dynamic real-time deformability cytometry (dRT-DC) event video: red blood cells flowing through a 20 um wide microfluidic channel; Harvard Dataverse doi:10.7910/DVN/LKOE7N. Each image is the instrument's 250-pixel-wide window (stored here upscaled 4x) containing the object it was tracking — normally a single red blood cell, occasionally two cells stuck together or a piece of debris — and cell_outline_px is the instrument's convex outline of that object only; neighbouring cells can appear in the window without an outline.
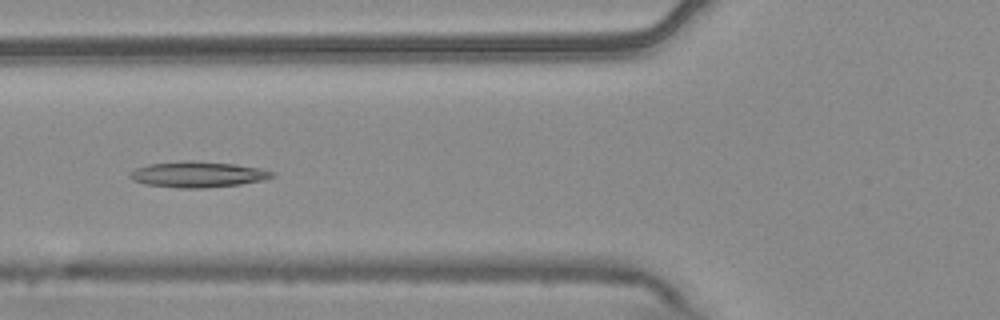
{"species": "common noctule bat (a hibernating species)", "species_latin": "Nyctalus noctula", "temperature_condition": "warm", "stored_images_in_passage": 7, "camera_frame_rate_fps": 3000, "um_per_image_px": 0.085, "animal": {"sex": "male", "body_mass_g": 20.4}, "frame": {"image": 1, "passage_image": 5, "time_ms": 1.333, "image_size_px": [1000, 320], "cell_outline_px": [[276, 176], [264, 180], [240, 184], [204, 188], [180, 188], [144, 184], [132, 180], [128, 176], [136, 168], [148, 164], [236, 164], [260, 168], [276, 172]], "centroid_in_image_um": [16.88, 14.89], "position_along_channel_um": 108.9, "area_um2": 20.23}}
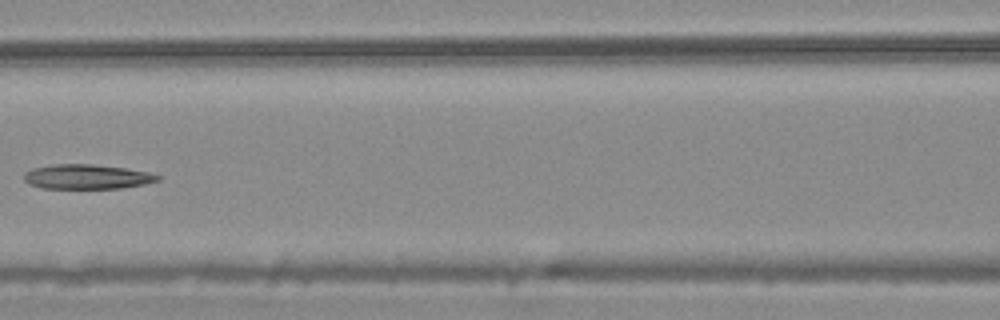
{"frame": {"image": 2, "passage_image": 6, "time_ms": 1.667, "image_size_px": [1000, 320], "cell_outline_px": [[160, 180], [144, 184], [120, 188], [40, 188], [28, 184], [24, 180], [24, 172], [32, 168], [52, 164], [92, 164], [124, 168], [148, 172], [160, 176]], "centroid_in_image_um": [7.34, 15.02], "position_along_channel_um": 159.3, "area_um2": 19.19}}
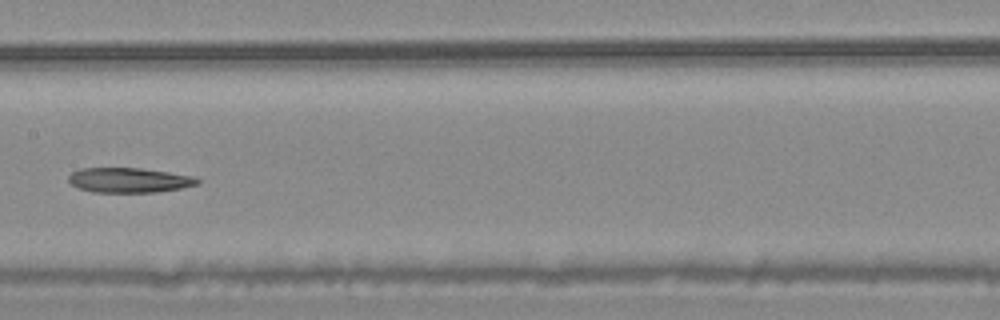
{"frame": {"image": 3, "passage_image": 7, "time_ms": 2.0, "image_size_px": [1000, 320], "cell_outline_px": [[200, 184], [180, 188], [156, 192], [92, 192], [80, 188], [72, 184], [68, 180], [68, 176], [72, 172], [80, 168], [140, 168], [196, 176], [200, 180]], "centroid_in_image_um": [11.0, 15.31], "position_along_channel_um": 196.4, "area_um2": 18.67}}